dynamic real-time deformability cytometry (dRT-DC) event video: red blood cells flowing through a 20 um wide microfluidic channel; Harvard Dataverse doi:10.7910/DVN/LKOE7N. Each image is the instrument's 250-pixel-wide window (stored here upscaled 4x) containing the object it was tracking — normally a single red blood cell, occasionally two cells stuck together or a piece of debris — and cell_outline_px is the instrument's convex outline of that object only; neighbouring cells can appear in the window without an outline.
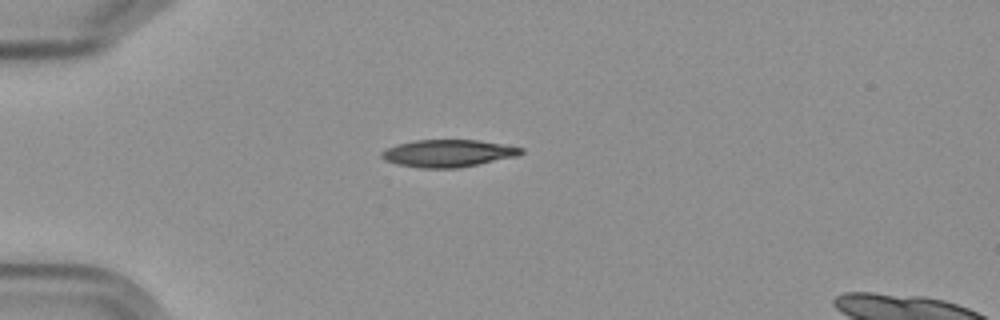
{"species": "Egyptian fruit bat (a non-hibernating species)", "species_latin": "Rousettus aegyptiacus", "temperature_condition": "cold", "stored_images_in_passage": 6, "camera_frame_rate_fps": 3000, "um_per_image_px": 0.085, "frame": {"image": 1, "passage_image": 6, "time_ms": 6.667, "image_size_px": [1000, 320], "cell_outline_px": [[524, 152], [520, 156], [456, 168], [420, 168], [396, 164], [384, 160], [380, 156], [380, 152], [384, 148], [396, 144], [416, 140], [476, 140], [504, 144], [524, 148]], "centroid_in_image_um": [38.07, 13.03], "position_along_channel_um": 46.9, "area_um2": 22.43}}